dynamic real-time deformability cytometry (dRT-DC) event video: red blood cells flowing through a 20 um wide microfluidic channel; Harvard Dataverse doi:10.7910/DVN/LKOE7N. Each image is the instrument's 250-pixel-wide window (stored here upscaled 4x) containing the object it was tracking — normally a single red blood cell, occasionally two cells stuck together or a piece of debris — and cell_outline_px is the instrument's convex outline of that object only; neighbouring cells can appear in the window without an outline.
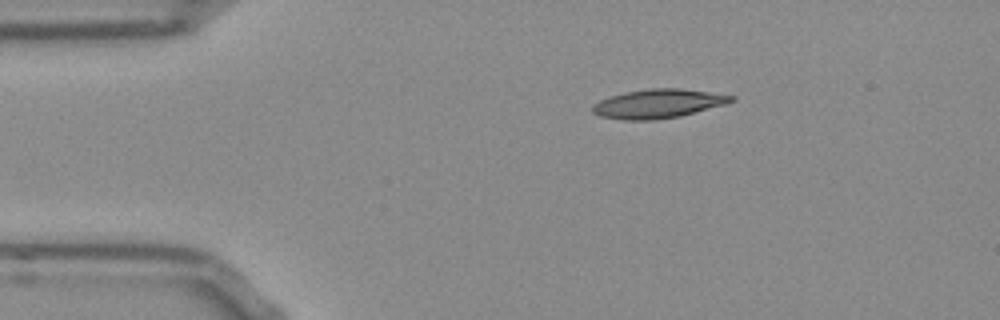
{"species": "Egyptian fruit bat (a non-hibernating species)", "species_latin": "Rousettus aegyptiacus", "temperature_condition": "room temperature", "stored_images_in_passage": 44, "camera_frame_rate_fps": 3000, "um_per_image_px": 0.085, "frame": {"image": 1, "passage_image": 1, "time_ms": 0.0, "image_size_px": [1000, 320], "cell_outline_px": [[736, 100], [724, 104], [680, 116], [652, 120], [624, 120], [600, 116], [592, 112], [592, 104], [600, 100], [612, 96], [628, 92], [648, 88], [680, 88], [736, 96]], "centroid_in_image_um": [55.93, 8.81], "position_along_channel_um": 29.1, "area_um2": 23.18}}
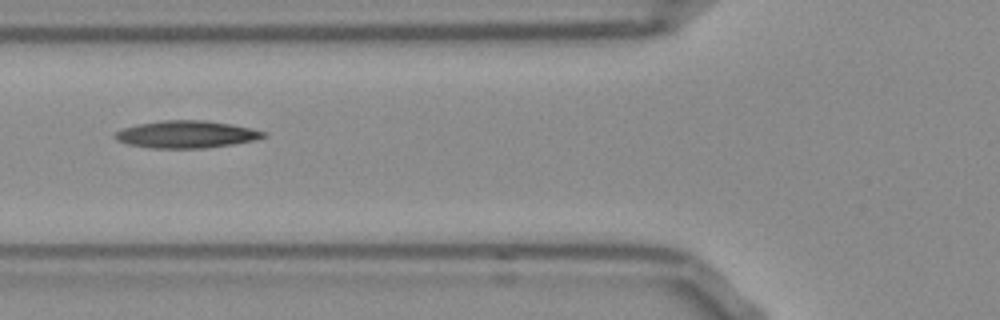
{"frame": {"image": 2, "passage_image": 11, "time_ms": 3.333, "image_size_px": [1000, 320], "cell_outline_px": [[268, 136], [256, 140], [232, 144], [204, 148], [148, 148], [128, 144], [116, 140], [112, 136], [116, 132], [124, 128], [136, 124], [164, 120], [208, 120], [232, 124], [252, 128], [268, 132]], "centroid_in_image_um": [15.87, 11.41], "position_along_channel_um": 109.9, "area_um2": 23.87}}
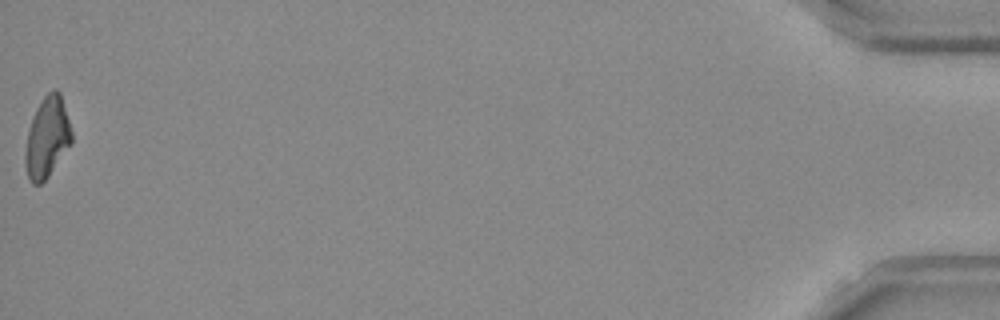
{"frame": {"image": 3, "passage_image": 44, "time_ms": 14.333, "image_size_px": [1000, 320], "cell_outline_px": [[72, 144], [48, 176], [40, 184], [32, 184], [28, 176], [24, 164], [24, 156], [28, 132], [36, 108], [44, 96], [52, 88], [56, 88], [60, 92], [72, 132]], "centroid_in_image_um": [4.01, 11.68], "position_along_channel_um": 431.2, "area_um2": 21.73}}